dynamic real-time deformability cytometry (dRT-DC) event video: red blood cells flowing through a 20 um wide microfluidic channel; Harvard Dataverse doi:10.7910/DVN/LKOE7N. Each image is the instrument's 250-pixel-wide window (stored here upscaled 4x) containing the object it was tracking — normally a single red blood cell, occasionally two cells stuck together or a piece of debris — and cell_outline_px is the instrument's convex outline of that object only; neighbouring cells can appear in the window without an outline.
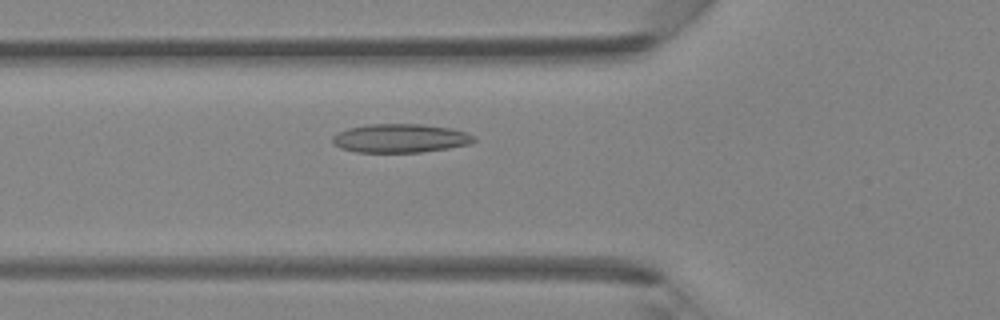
{"species": "Egyptian fruit bat (a non-hibernating species)", "species_latin": "Rousettus aegyptiacus", "temperature_condition": "room temperature", "stored_images_in_passage": 44, "camera_frame_rate_fps": 3000, "um_per_image_px": 0.085, "animal": {"sex": "female"}, "frame": {"image": 1, "passage_image": 15, "time_ms": 4.667, "image_size_px": [1000, 320], "cell_outline_px": [[476, 140], [468, 144], [448, 148], [420, 152], [356, 152], [340, 148], [332, 144], [332, 136], [348, 128], [368, 124], [424, 124], [452, 128], [476, 136]], "centroid_in_image_um": [34.01, 11.75], "position_along_channel_um": 91.8, "area_um2": 23.7}}
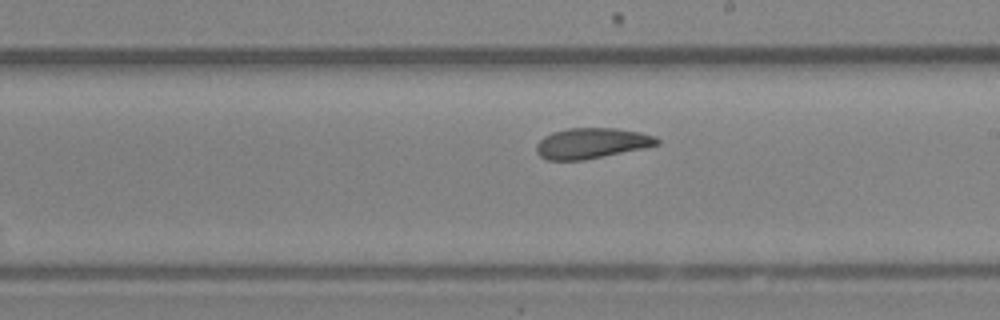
{"frame": {"image": 2, "passage_image": 25, "time_ms": 8.0, "image_size_px": [1000, 320], "cell_outline_px": [[660, 144], [644, 148], [584, 160], [548, 160], [540, 156], [536, 152], [536, 144], [544, 136], [552, 132], [568, 128], [616, 128], [640, 132], [656, 136], [660, 140]], "centroid_in_image_um": [50.29, 12.17], "position_along_channel_um": 238.7, "area_um2": 21.56}}
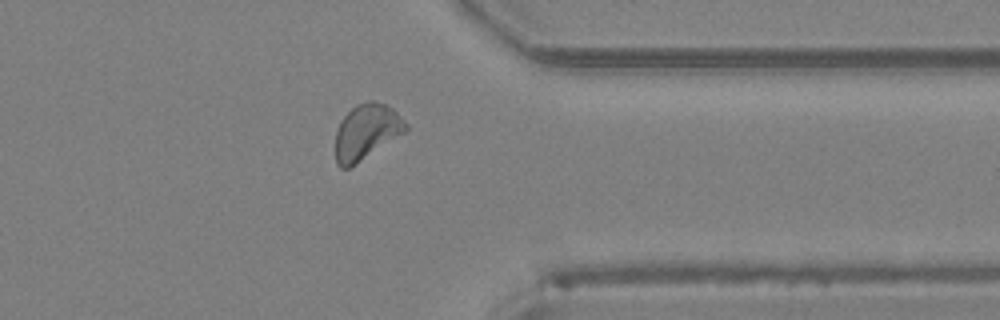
{"frame": {"image": 3, "passage_image": 35, "time_ms": 11.333, "image_size_px": [1000, 320], "cell_outline_px": [[408, 128], [404, 132], [356, 164], [348, 168], [340, 168], [336, 164], [336, 132], [340, 120], [356, 104], [368, 100], [372, 100], [384, 104], [392, 108], [408, 124]], "centroid_in_image_um": [31.13, 11.19], "position_along_channel_um": 380.3, "area_um2": 22.48}}